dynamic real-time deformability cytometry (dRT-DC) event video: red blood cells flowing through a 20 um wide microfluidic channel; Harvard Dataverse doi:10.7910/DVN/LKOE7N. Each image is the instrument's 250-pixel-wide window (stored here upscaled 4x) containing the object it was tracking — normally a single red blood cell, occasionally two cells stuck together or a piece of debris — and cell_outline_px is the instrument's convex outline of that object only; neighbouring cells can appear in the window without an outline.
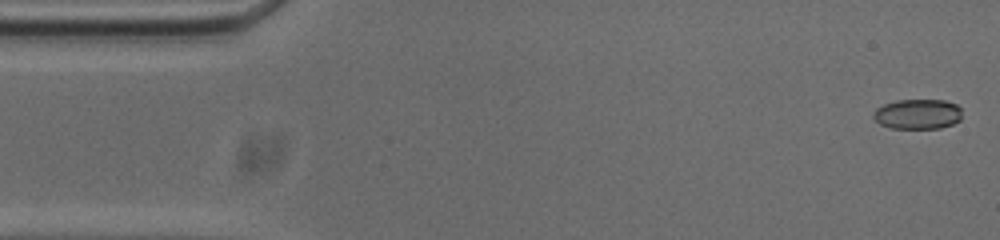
{"species": "common noctule bat (a hibernating species)", "species_latin": "Nyctalus noctula", "temperature_condition": "cold", "stored_images_in_passage": 53, "camera_frame_rate_fps": 3000, "um_per_image_px": 0.085, "animal": {"sex": "male", "body_mass_g": 20.0, "forearm_length_mm": 53.3}, "frame": {"image": 1, "passage_image": 1, "time_ms": 0.0, "image_size_px": [1000, 240], "cell_outline_px": [[960, 120], [952, 124], [940, 128], [892, 128], [880, 124], [872, 116], [872, 112], [876, 108], [884, 104], [896, 100], [944, 100], [956, 104], [960, 108]], "centroid_in_image_um": [77.97, 9.69], "position_along_channel_um": 7.0, "area_um2": 15.49}}
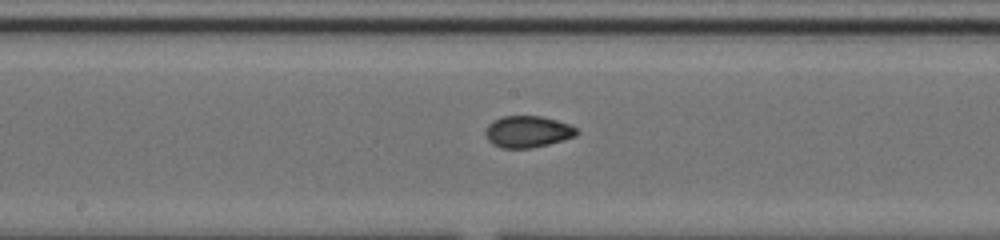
{"frame": {"image": 2, "passage_image": 26, "time_ms": 8.333, "image_size_px": [1000, 240], "cell_outline_px": [[580, 132], [576, 136], [548, 144], [532, 148], [500, 148], [492, 144], [488, 140], [484, 132], [484, 128], [492, 120], [504, 116], [544, 116], [568, 124], [576, 128]], "centroid_in_image_um": [44.82, 11.19], "position_along_channel_um": 203.4, "area_um2": 16.99}}
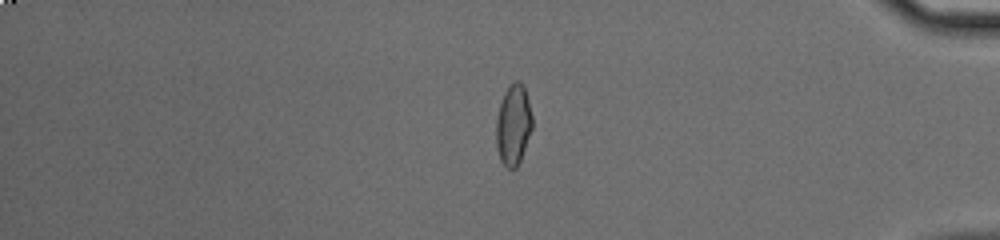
{"frame": {"image": 3, "passage_image": 44, "time_ms": 14.333, "image_size_px": [1000, 240], "cell_outline_px": [[532, 128], [520, 160], [516, 168], [504, 168], [500, 160], [496, 148], [496, 120], [500, 104], [504, 92], [516, 80], [520, 80], [524, 84], [532, 116]], "centroid_in_image_um": [43.62, 10.62], "position_along_channel_um": 391.6, "area_um2": 16.99}, "authors_computed_cell_mechanics": {"area_um2": 16.7042, "velocity_mm_per_s": 3.7499, "shape_relaxation_time_tau1_ms": null, "shape_relaxation_time_tau2_ms": 1.2495, "deformation_change_tau1": null, "deformation_change_tau2": 0.0505}}